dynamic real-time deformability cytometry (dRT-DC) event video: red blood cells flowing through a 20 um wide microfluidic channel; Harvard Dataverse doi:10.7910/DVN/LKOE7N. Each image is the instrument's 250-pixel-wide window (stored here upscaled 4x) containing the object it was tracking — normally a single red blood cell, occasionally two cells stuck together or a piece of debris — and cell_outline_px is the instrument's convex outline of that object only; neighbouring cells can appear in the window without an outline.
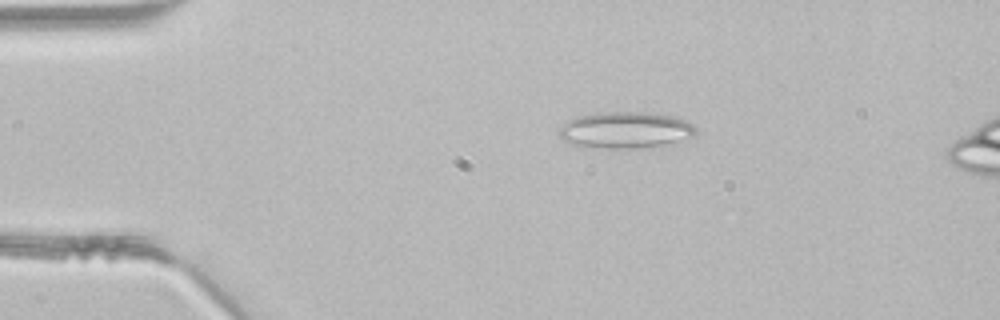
{"species": "common noctule bat (a hibernating species)", "species_latin": "Nyctalus noctula", "temperature_condition": "room temperature", "stored_images_in_passage": 13, "camera_frame_rate_fps": 3000, "um_per_image_px": 0.085, "animal": {"sex": "male", "body_mass_g": 21.5, "forearm_length_mm": 52.0}, "frame": {"image": 1, "passage_image": 8, "time_ms": 2.333, "image_size_px": [1000, 320], "cell_outline_px": [[696, 132], [692, 136], [660, 148], [584, 148], [560, 140], [560, 128], [568, 120], [580, 116], [600, 112], [644, 112], [672, 116], [684, 120], [692, 124], [696, 128]], "centroid_in_image_um": [53.16, 11.09], "position_along_channel_um": 31.8, "area_um2": 29.48}}